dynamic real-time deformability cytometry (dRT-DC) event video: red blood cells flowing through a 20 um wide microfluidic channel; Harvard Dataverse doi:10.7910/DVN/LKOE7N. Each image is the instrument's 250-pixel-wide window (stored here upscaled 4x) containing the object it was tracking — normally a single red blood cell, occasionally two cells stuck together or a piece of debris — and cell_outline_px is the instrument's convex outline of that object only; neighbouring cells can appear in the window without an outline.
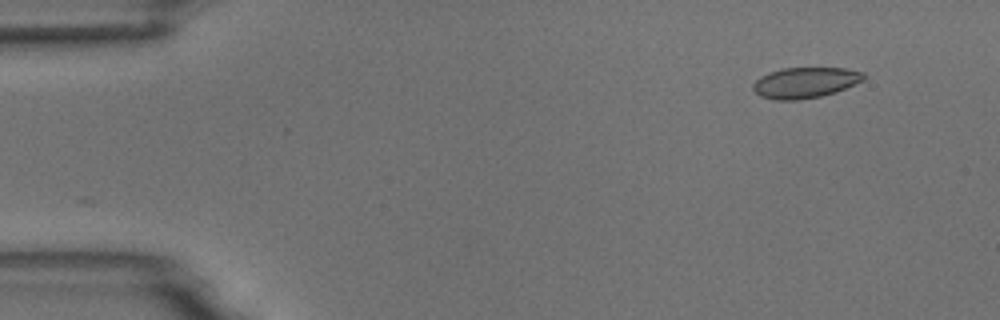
{"species": "common noctule bat (a hibernating species)", "species_latin": "Nyctalus noctula", "temperature_condition": "room temperature", "stored_images_in_passage": 5, "camera_frame_rate_fps": 3000, "um_per_image_px": 0.085, "animal": {"sex": "male", "body_mass_g": 18.8}, "frame": {"image": 1, "passage_image": 2, "time_ms": 1.333, "image_size_px": [1000, 320], "cell_outline_px": [[868, 76], [864, 80], [836, 92], [820, 96], [800, 100], [776, 100], [760, 96], [752, 88], [752, 84], [760, 76], [784, 68], [844, 68], [864, 72]], "centroid_in_image_um": [68.47, 7.02], "position_along_channel_um": 16.5, "area_um2": 19.83}}
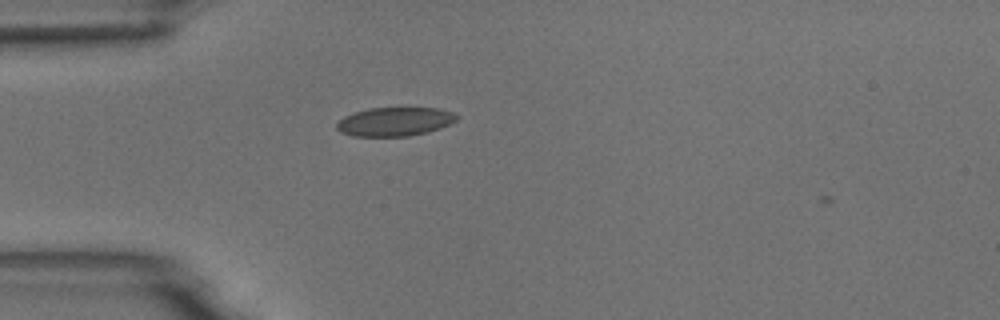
{"frame": {"image": 2, "passage_image": 4, "time_ms": 4.667, "image_size_px": [1000, 320], "cell_outline_px": [[460, 116], [456, 120], [440, 128], [428, 132], [408, 136], [352, 136], [340, 132], [336, 128], [336, 124], [344, 116], [356, 112], [372, 108], [440, 108], [452, 112]], "centroid_in_image_um": [33.57, 10.34], "position_along_channel_um": 51.4, "area_um2": 20.06}}